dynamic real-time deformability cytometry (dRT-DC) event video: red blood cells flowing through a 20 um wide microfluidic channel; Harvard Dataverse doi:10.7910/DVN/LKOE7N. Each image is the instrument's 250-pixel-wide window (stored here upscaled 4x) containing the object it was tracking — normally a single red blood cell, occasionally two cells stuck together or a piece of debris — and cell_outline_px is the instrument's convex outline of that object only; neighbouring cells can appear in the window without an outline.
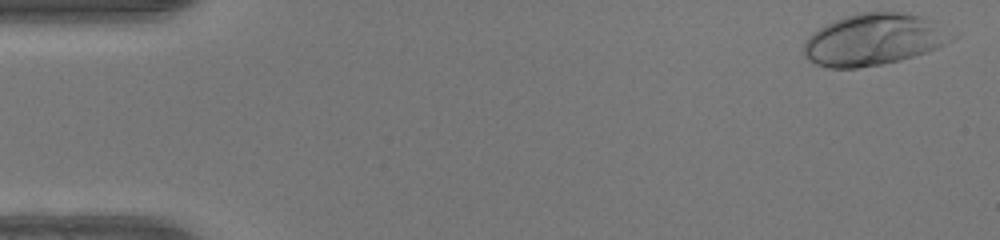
{"species": "human", "species_latin": "Homo sapiens", "temperature_condition": "warm", "stored_images_in_passage": 43, "camera_frame_rate_fps": 3000, "um_per_image_px": 0.085, "donor": {"sex": "female"}, "frame": {"image": 1, "passage_image": 1, "time_ms": 0.0, "image_size_px": [1000, 240], "cell_outline_px": [[960, 36], [936, 48], [900, 60], [880, 64], [856, 68], [828, 68], [816, 64], [808, 60], [804, 56], [804, 40], [812, 32], [824, 24], [844, 16], [860, 12], [900, 12], [924, 16]], "centroid_in_image_um": [74.25, 3.35], "position_along_channel_um": 10.7, "area_um2": 44.8}}
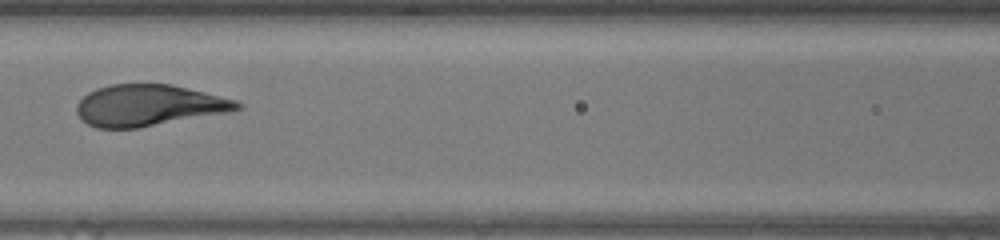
{"frame": {"image": 2, "passage_image": 21, "time_ms": 6.667, "image_size_px": [1000, 240], "cell_outline_px": [[244, 108], [228, 112], [140, 128], [96, 128], [80, 120], [76, 112], [76, 104], [88, 92], [96, 88], [112, 84], [172, 84], [236, 100], [244, 104]], "centroid_in_image_um": [12.63, 8.96], "position_along_channel_um": 154.0, "area_um2": 38.9}}
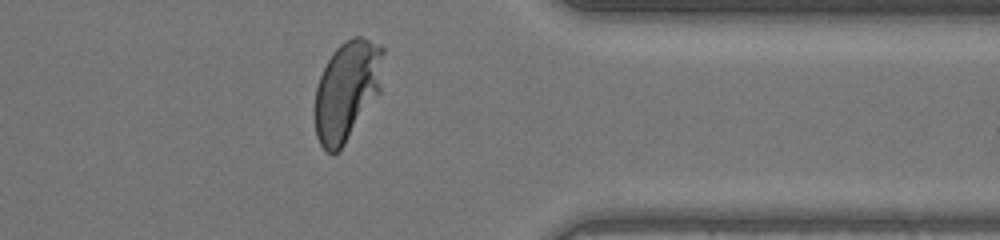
{"frame": {"image": 3, "passage_image": 38, "time_ms": 12.333, "image_size_px": [1000, 240], "cell_outline_px": [[384, 52], [380, 92], [344, 144], [332, 156], [320, 144], [316, 136], [312, 112], [316, 88], [320, 76], [332, 52], [340, 44], [352, 36], [360, 36], [380, 44], [384, 48]], "centroid_in_image_um": [29.46, 7.69], "position_along_channel_um": 381.9, "area_um2": 40.17}, "authors_computed_cell_mechanics": {"area_um2": 39.1884, "velocity_mm_per_s": 4.2241, "shape_relaxation_time_tau1_ms": 2.5066, "shape_relaxation_time_tau2_ms": null, "deformation_change_tau1": 0.1953, "deformation_change_tau2": null}}